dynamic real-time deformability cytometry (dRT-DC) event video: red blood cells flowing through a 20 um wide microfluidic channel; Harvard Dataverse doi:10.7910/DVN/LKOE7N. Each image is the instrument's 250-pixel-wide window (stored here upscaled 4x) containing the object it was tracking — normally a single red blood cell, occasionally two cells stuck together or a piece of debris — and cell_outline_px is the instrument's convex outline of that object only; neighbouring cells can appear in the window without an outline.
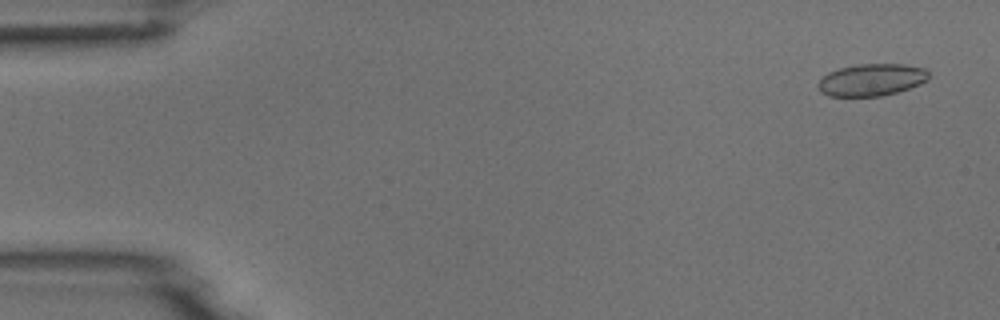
{"species": "common noctule bat (a hibernating species)", "species_latin": "Nyctalus noctula", "temperature_condition": "room temperature", "stored_images_in_passage": 7, "camera_frame_rate_fps": 3000, "um_per_image_px": 0.085, "animal": {"sex": "male", "body_mass_g": 18.8}, "frame": {"image": 1, "passage_image": 1, "time_ms": 0.0, "image_size_px": [1000, 320], "cell_outline_px": [[928, 80], [920, 84], [896, 92], [880, 96], [828, 96], [820, 92], [816, 84], [828, 72], [840, 68], [856, 64], [904, 64], [924, 68], [928, 72]], "centroid_in_image_um": [74.06, 6.78], "position_along_channel_um": 10.9, "area_um2": 20.69}}
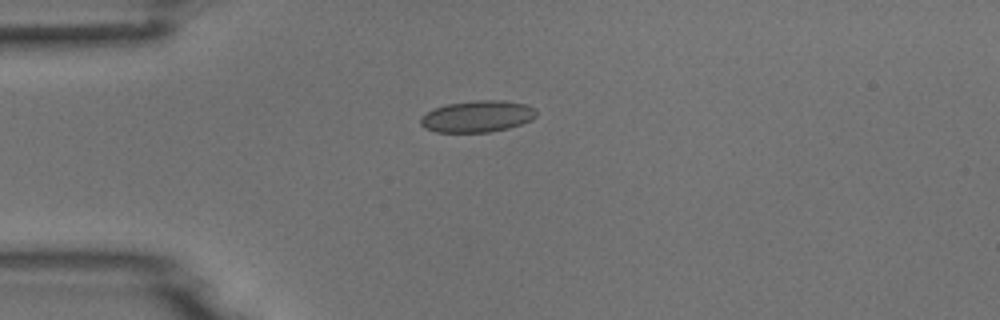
{"frame": {"image": 2, "passage_image": 4, "time_ms": 3.667, "image_size_px": [1000, 320], "cell_outline_px": [[536, 116], [532, 120], [508, 128], [488, 132], [436, 132], [424, 128], [420, 124], [420, 116], [432, 108], [448, 104], [476, 100], [504, 100], [528, 104], [536, 108]], "centroid_in_image_um": [40.57, 9.88], "position_along_channel_um": 44.4, "area_um2": 21.56}}